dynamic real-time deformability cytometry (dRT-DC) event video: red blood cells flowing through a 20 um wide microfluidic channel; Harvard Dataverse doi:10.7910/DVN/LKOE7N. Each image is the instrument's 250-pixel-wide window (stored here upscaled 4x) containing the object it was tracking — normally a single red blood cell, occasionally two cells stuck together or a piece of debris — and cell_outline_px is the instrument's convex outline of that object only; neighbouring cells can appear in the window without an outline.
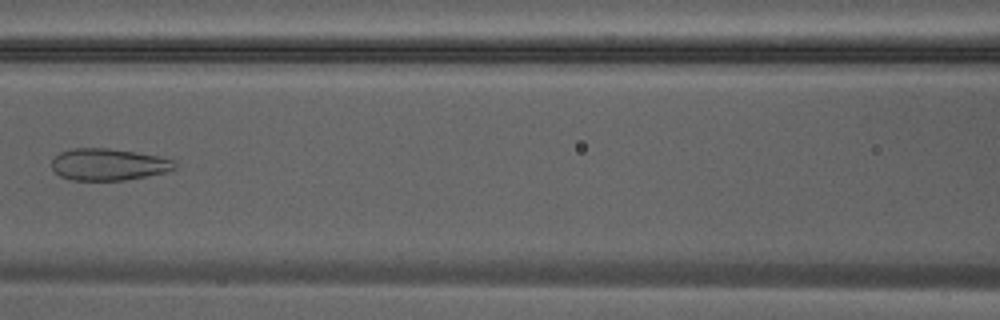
{"species": "Egyptian fruit bat (a non-hibernating species)", "species_latin": "Rousettus aegyptiacus", "temperature_condition": "warm", "stored_images_in_passage": 42, "camera_frame_rate_fps": 3000, "um_per_image_px": 0.085, "animal": {"sex": "male"}, "frame": {"image": 1, "passage_image": 20, "time_ms": 6.333, "image_size_px": [1000, 320], "cell_outline_px": [[176, 168], [168, 172], [124, 180], [72, 180], [60, 176], [52, 168], [52, 160], [60, 152], [72, 148], [108, 148], [156, 156], [176, 160]], "centroid_in_image_um": [9.22, 13.98], "position_along_channel_um": 157.4, "area_um2": 22.72}}
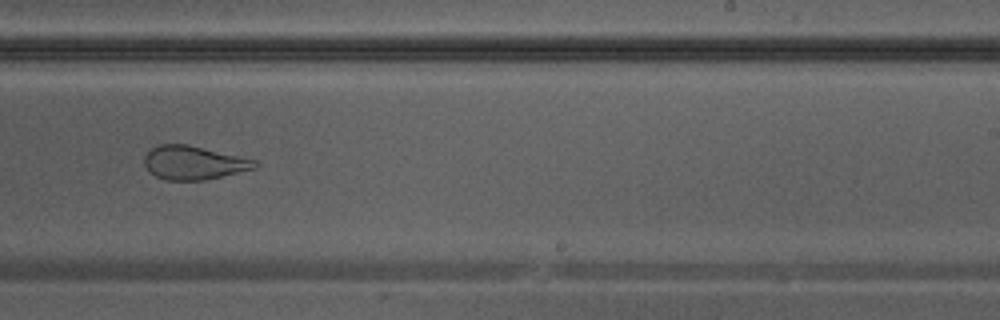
{"frame": {"image": 2, "passage_image": 27, "time_ms": 8.667, "image_size_px": [1000, 320], "cell_outline_px": [[260, 164], [256, 168], [204, 180], [164, 180], [148, 172], [144, 164], [144, 156], [152, 148], [160, 144], [188, 144], [240, 156], [256, 160]], "centroid_in_image_um": [16.45, 13.83], "position_along_channel_um": 272.5, "area_um2": 21.73}}
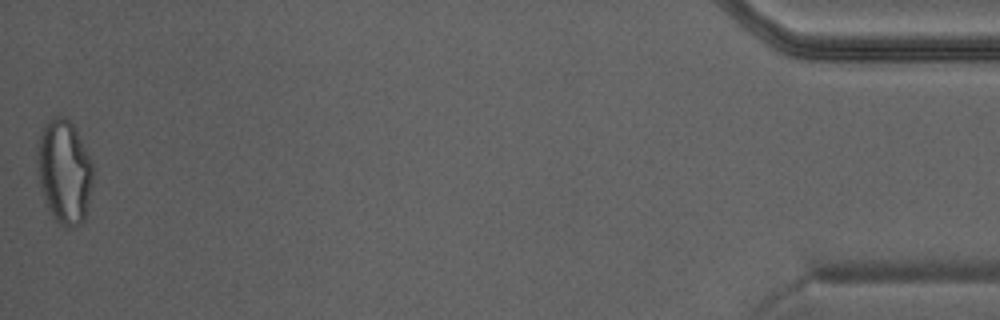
{"frame": {"image": 3, "passage_image": 42, "time_ms": 13.667, "image_size_px": [1000, 320], "cell_outline_px": [[92, 184], [84, 220], [80, 224], [72, 228], [64, 228], [52, 216], [48, 208], [40, 188], [36, 160], [36, 148], [40, 132], [48, 120], [56, 116], [64, 116], [72, 124], [92, 160]], "centroid_in_image_um": [5.44, 14.6], "position_along_channel_um": 429.8, "area_um2": 33.87}}